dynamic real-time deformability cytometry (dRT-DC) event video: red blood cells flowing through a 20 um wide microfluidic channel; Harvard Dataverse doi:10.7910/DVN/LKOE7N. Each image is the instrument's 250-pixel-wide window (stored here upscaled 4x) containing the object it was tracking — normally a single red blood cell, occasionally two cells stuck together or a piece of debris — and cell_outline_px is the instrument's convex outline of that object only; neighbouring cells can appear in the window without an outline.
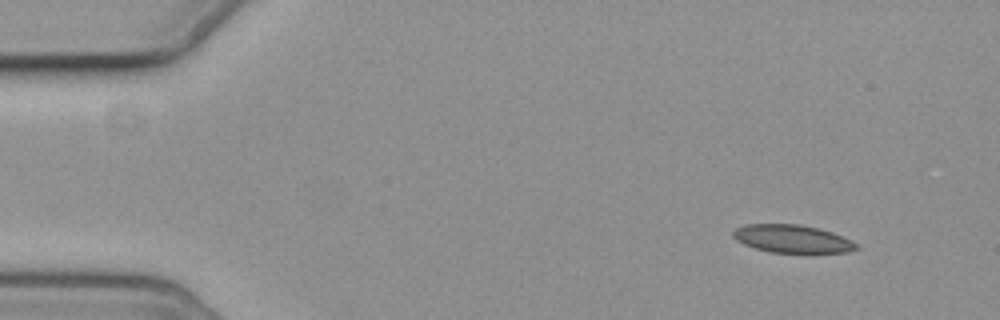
{"species": "common noctule bat (a hibernating species)", "species_latin": "Nyctalus noctula", "temperature_condition": "cold", "stored_images_in_passage": 4, "camera_frame_rate_fps": 3000, "um_per_image_px": 0.085, "animal": {"sex": "female", "body_mass_g": 19.3, "forearm_length_mm": 54.1}, "frame": {"image": 1, "passage_image": 1, "time_ms": 0.0, "image_size_px": [1000, 320], "cell_outline_px": [[860, 248], [848, 252], [812, 256], [804, 256], [768, 252], [744, 244], [736, 240], [732, 236], [732, 232], [736, 228], [744, 224], [796, 224], [820, 228], [832, 232], [852, 240], [860, 244]], "centroid_in_image_um": [67.44, 20.36], "position_along_channel_um": 17.6, "area_um2": 21.39}}